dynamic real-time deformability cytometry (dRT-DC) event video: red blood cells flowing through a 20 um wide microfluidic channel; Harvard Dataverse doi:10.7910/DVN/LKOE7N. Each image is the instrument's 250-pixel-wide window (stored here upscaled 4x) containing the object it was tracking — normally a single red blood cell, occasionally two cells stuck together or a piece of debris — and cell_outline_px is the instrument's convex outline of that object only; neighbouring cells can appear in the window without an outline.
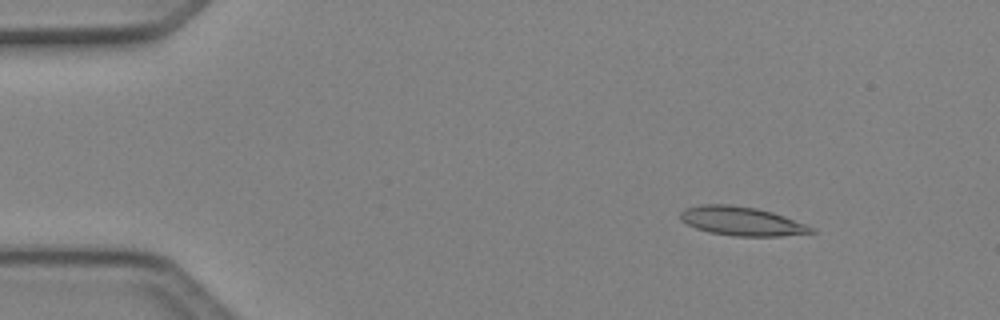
{"species": "Egyptian fruit bat (a non-hibernating species)", "species_latin": "Rousettus aegyptiacus", "temperature_condition": "cold", "stored_images_in_passage": 3, "camera_frame_rate_fps": 3000, "um_per_image_px": 0.085, "animal": {"sex": "female"}, "frame": {"image": 1, "passage_image": 1, "time_ms": 0.0, "image_size_px": [1000, 320], "cell_outline_px": [[816, 232], [780, 236], [736, 236], [708, 232], [696, 228], [680, 220], [680, 212], [684, 208], [704, 204], [732, 204], [756, 208], [772, 212], [784, 216], [816, 228]], "centroid_in_image_um": [63.03, 18.79], "position_along_channel_um": 22.0, "area_um2": 22.08}}